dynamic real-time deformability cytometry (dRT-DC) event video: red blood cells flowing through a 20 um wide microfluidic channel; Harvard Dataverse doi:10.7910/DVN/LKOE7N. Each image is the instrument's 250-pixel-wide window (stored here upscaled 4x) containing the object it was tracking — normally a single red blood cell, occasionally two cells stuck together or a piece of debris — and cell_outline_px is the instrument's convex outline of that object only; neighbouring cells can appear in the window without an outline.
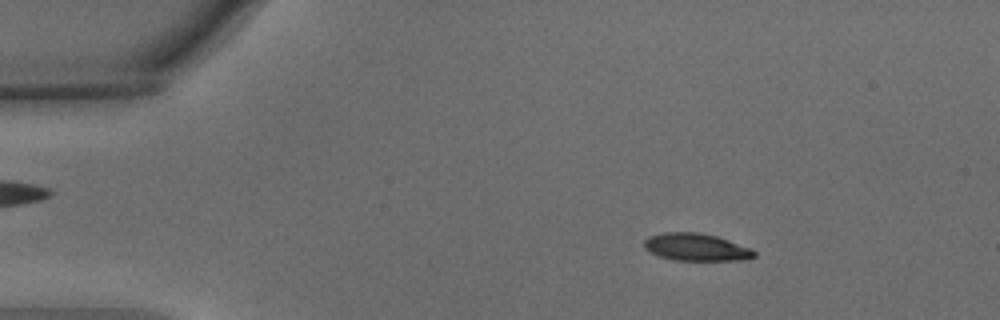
{"species": "common noctule bat (a hibernating species)", "species_latin": "Nyctalus noctula", "temperature_condition": "warm", "stored_images_in_passage": 54, "camera_frame_rate_fps": 3000, "um_per_image_px": 0.085, "animal": {"sex": "male", "body_mass_g": 15.6}, "frame": {"image": 1, "passage_image": 8, "time_ms": 2.333, "image_size_px": [1000, 320], "cell_outline_px": [[756, 256], [744, 260], [676, 260], [660, 256], [644, 248], [644, 240], [648, 236], [664, 232], [696, 232], [716, 236], [752, 248], [756, 252]], "centroid_in_image_um": [59.19, 21.0], "position_along_channel_um": 25.8, "area_um2": 17.51}}
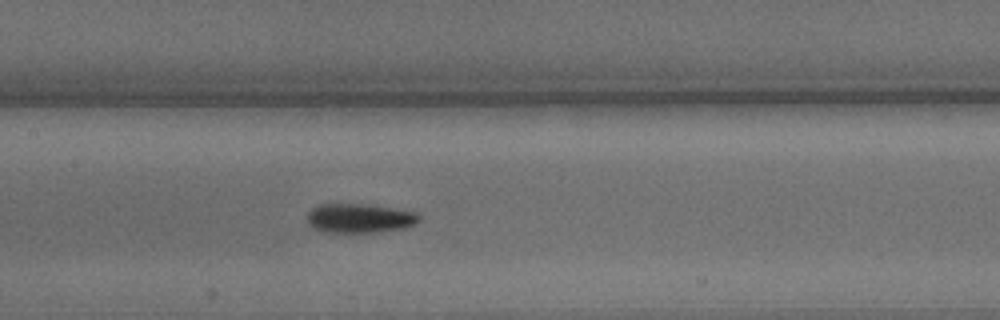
{"frame": {"image": 2, "passage_image": 26, "time_ms": 8.333, "image_size_px": [1000, 320], "cell_outline_px": [[420, 220], [416, 224], [404, 228], [376, 232], [320, 232], [312, 228], [308, 224], [308, 212], [312, 208], [320, 204], [368, 204], [416, 212], [420, 216]], "centroid_in_image_um": [30.55, 18.55], "position_along_channel_um": 176.8, "area_um2": 19.19}}
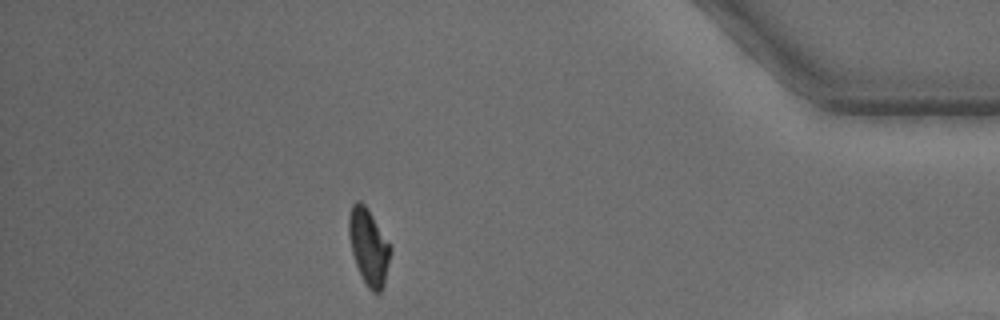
{"frame": {"image": 3, "passage_image": 48, "time_ms": 15.667, "image_size_px": [1000, 320], "cell_outline_px": [[392, 248], [384, 284], [380, 292], [372, 292], [368, 288], [356, 264], [352, 252], [348, 236], [348, 216], [352, 204], [356, 200], [360, 200], [368, 208]], "centroid_in_image_um": [31.32, 20.93], "position_along_channel_um": 403.9, "area_um2": 18.38}, "authors_computed_cell_mechanics": {"area_um2": 18.2648, "velocity_mm_per_s": 3.6713, "shape_relaxation_time_tau1_ms": 4.3601, "shape_relaxation_time_tau2_ms": 1.9788, "deformation_change_tau1": 0.1838, "deformation_change_tau2": 0.0727}}